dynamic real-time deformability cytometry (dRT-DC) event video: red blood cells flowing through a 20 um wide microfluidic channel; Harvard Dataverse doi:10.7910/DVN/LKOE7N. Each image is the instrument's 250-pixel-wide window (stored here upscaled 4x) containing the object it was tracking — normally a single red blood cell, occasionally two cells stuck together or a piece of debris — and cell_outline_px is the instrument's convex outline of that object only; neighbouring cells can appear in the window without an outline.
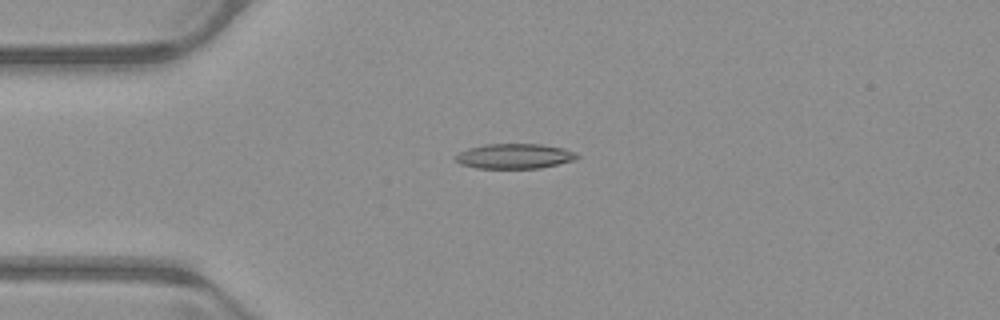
{"species": "common noctule bat (a hibernating species)", "species_latin": "Nyctalus noctula", "temperature_condition": "warm", "stored_images_in_passage": 52, "camera_frame_rate_fps": 3000, "um_per_image_px": 0.085, "animal": {"sex": "male", "body_mass_g": 23.1, "forearm_length_mm": 52.7}, "frame": {"image": 1, "passage_image": 13, "time_ms": 4.0, "image_size_px": [1000, 320], "cell_outline_px": [[580, 156], [576, 160], [540, 168], [476, 168], [460, 164], [452, 156], [468, 148], [484, 144], [540, 144], [564, 148], [576, 152]], "centroid_in_image_um": [43.74, 13.27], "position_along_channel_um": 41.3, "area_um2": 17.86}}
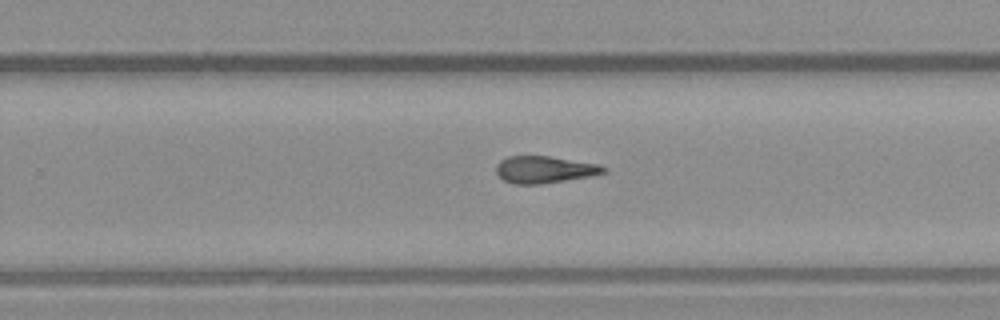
{"frame": {"image": 2, "passage_image": 33, "time_ms": 10.667, "image_size_px": [1000, 320], "cell_outline_px": [[608, 172], [592, 176], [540, 184], [512, 184], [504, 180], [496, 172], [496, 164], [500, 160], [508, 156], [548, 156], [600, 164], [608, 168]], "centroid_in_image_um": [46.31, 14.41], "position_along_channel_um": 283.5, "area_um2": 17.05}}
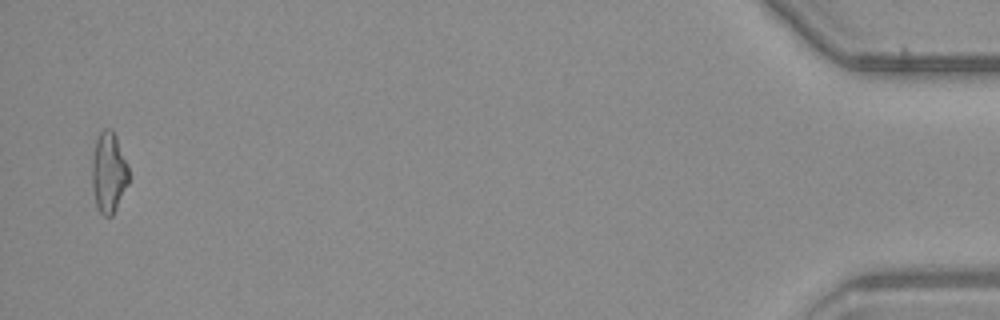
{"frame": {"image": 3, "passage_image": 51, "time_ms": 16.667, "image_size_px": [1000, 320], "cell_outline_px": [[128, 184], [112, 216], [104, 216], [100, 212], [96, 204], [92, 188], [92, 156], [96, 140], [100, 132], [104, 128], [112, 128], [116, 136], [128, 164]], "centroid_in_image_um": [9.23, 14.64], "position_along_channel_um": 426.0, "area_um2": 17.28}, "authors_computed_cell_mechanics": {"area_um2": 17.4267, "velocity_mm_per_s": 3.9822, "shape_relaxation_time_tau1_ms": null, "shape_relaxation_time_tau2_ms": 9.4302, "deformation_change_tau1": null, "deformation_change_tau2": 0.233}}